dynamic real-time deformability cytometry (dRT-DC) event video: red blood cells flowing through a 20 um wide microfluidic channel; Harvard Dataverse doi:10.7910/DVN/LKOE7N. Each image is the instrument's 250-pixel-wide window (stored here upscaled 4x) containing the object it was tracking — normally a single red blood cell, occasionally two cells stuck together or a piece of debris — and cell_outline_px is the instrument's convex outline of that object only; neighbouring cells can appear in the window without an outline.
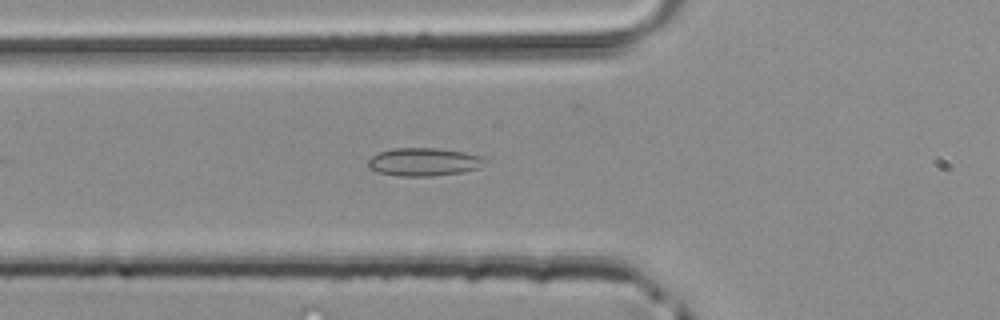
{"species": "common noctule bat (a hibernating species)", "species_latin": "Nyctalus noctula", "temperature_condition": "room temperature", "stored_images_in_passage": 23, "camera_frame_rate_fps": 3000, "um_per_image_px": 0.085, "animal": {"sex": "male", "body_mass_g": 20.4}, "frame": {"image": 1, "passage_image": 6, "time_ms": 1.667, "image_size_px": [1000, 320], "cell_outline_px": [[488, 160], [480, 168], [464, 172], [432, 176], [400, 176], [380, 172], [368, 168], [368, 160], [372, 156], [380, 152], [392, 148], [436, 148], [464, 152], [484, 156]], "centroid_in_image_um": [36.08, 13.76], "position_along_channel_um": 89.7, "area_um2": 19.25}}
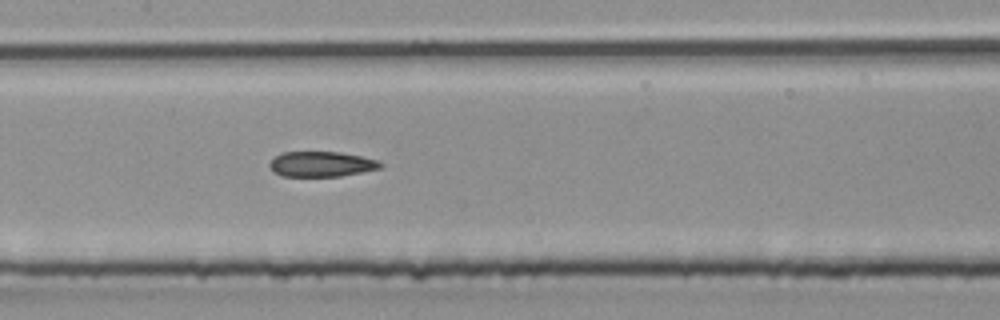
{"frame": {"image": 2, "passage_image": 12, "time_ms": 3.667, "image_size_px": [1000, 320], "cell_outline_px": [[384, 164], [380, 168], [340, 176], [280, 176], [272, 172], [268, 164], [276, 156], [284, 152], [340, 152], [380, 160]], "centroid_in_image_um": [27.31, 13.95], "position_along_channel_um": 180.1, "area_um2": 16.3}}
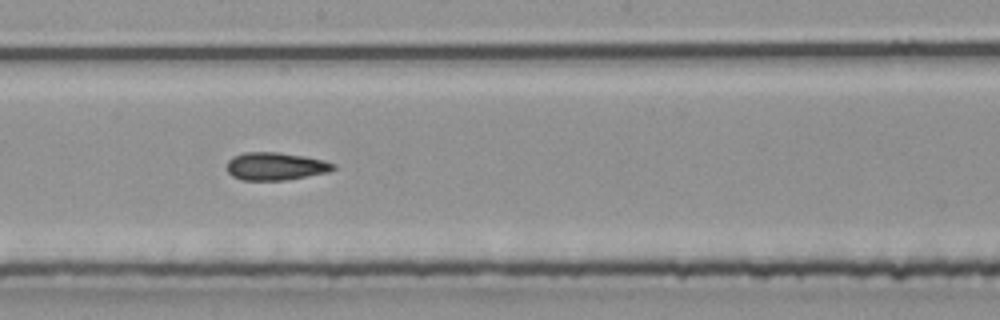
{"frame": {"image": 3, "passage_image": 15, "time_ms": 4.667, "image_size_px": [1000, 320], "cell_outline_px": [[336, 168], [328, 172], [284, 180], [240, 180], [232, 176], [228, 172], [228, 160], [232, 156], [244, 152], [280, 152], [304, 156], [324, 160], [336, 164]], "centroid_in_image_um": [23.41, 14.12], "position_along_channel_um": 224.8, "area_um2": 17.28}}